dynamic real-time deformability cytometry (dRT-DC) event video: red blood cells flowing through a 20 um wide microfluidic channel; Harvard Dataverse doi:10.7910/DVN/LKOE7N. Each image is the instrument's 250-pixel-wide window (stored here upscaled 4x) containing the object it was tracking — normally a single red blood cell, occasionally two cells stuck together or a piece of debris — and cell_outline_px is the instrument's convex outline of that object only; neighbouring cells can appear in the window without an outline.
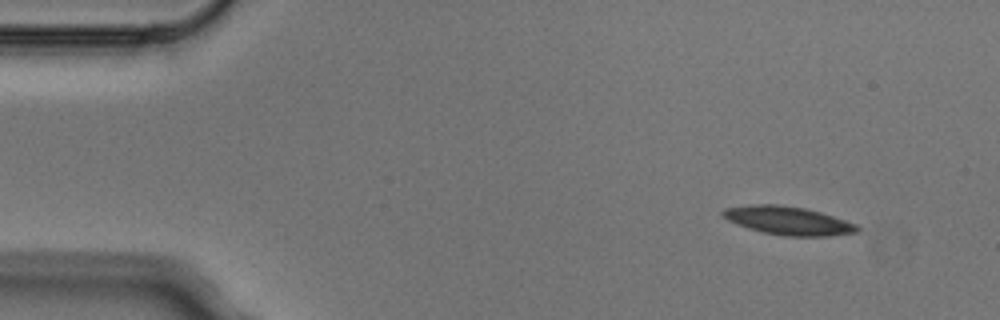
{"species": "Egyptian fruit bat (a non-hibernating species)", "species_latin": "Rousettus aegyptiacus", "temperature_condition": "cold", "stored_images_in_passage": 5, "segment_of_instrument_passage": [1, 2], "camera_frame_rate_fps": 3000, "um_per_image_px": 0.085, "animal": {"sex": "male"}, "frame": {"image": 1, "passage_image": 1, "time_ms": 0.0, "image_size_px": [1000, 320], "cell_outline_px": [[860, 232], [828, 236], [784, 236], [764, 232], [748, 228], [728, 220], [720, 212], [724, 208], [748, 204], [776, 204], [804, 208], [820, 212], [856, 224], [860, 228]], "centroid_in_image_um": [66.99, 18.75], "position_along_channel_um": 18.0, "area_um2": 22.14}}
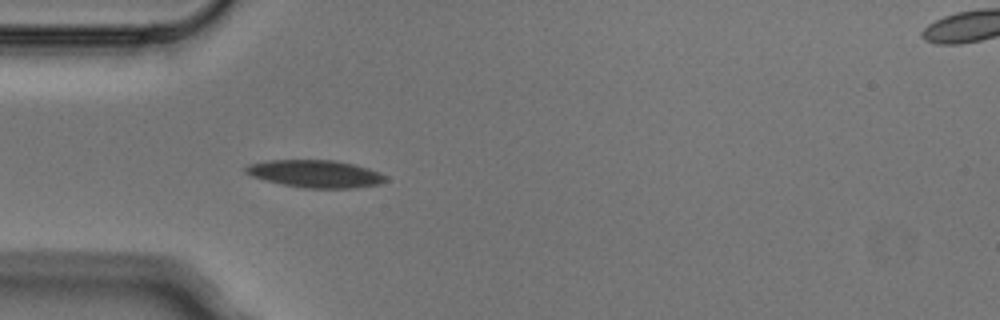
{"frame": {"image": 2, "passage_image": 4, "time_ms": 1.0, "image_size_px": [1000, 320], "cell_outline_px": [[388, 180], [380, 184], [356, 188], [304, 188], [284, 184], [252, 176], [244, 172], [244, 168], [248, 164], [268, 160], [336, 160], [368, 168], [380, 172], [388, 176]], "centroid_in_image_um": [26.86, 14.77], "position_along_channel_um": 58.1, "area_um2": 22.43}}